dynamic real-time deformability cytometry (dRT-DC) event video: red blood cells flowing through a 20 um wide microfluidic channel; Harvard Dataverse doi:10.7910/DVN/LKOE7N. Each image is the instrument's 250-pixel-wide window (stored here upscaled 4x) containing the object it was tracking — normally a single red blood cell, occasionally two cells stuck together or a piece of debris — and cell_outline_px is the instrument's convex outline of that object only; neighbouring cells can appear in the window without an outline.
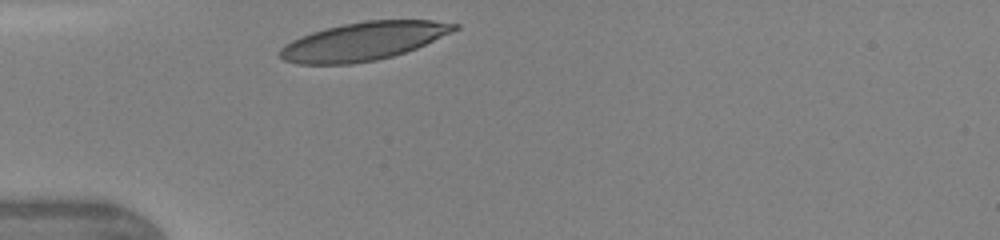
{"species": "human", "species_latin": "Homo sapiens", "temperature_condition": "warm", "stored_images_in_passage": 24, "camera_frame_rate_fps": 3000, "um_per_image_px": 0.085, "donor": {"sex": "female"}, "frame": {"image": 1, "passage_image": 1, "time_ms": 0.0, "image_size_px": [1000, 240], "cell_outline_px": [[460, 28], [452, 32], [416, 48], [392, 56], [376, 60], [352, 64], [296, 64], [284, 60], [280, 56], [280, 48], [284, 44], [300, 36], [312, 32], [344, 24], [364, 20], [432, 20], [460, 24]], "centroid_in_image_um": [30.89, 3.5], "position_along_channel_um": 54.1, "area_um2": 38.73}}
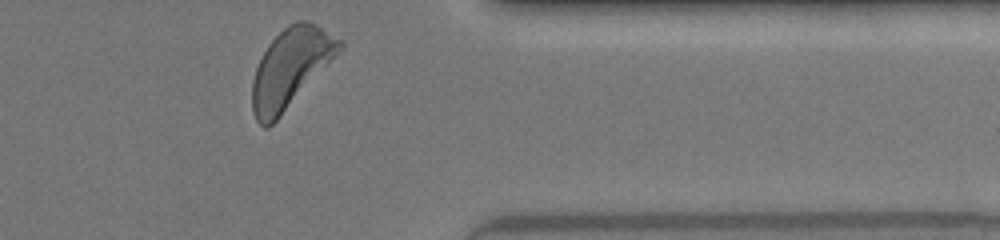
{"frame": {"image": 2, "passage_image": 24, "time_ms": 8.333, "image_size_px": [1000, 240], "cell_outline_px": [[344, 48], [276, 120], [268, 128], [264, 128], [256, 120], [252, 112], [252, 80], [256, 68], [268, 44], [288, 24], [296, 20], [308, 20], [316, 24], [344, 40]], "centroid_in_image_um": [24.72, 5.75], "position_along_channel_um": 386.7, "area_um2": 40.0}, "authors_computed_cell_mechanics": {"area_um2": 38.8416, "velocity_mm_per_s": 4.2497, "shape_relaxation_time_tau1_ms": 1.8883, "shape_relaxation_time_tau2_ms": 0.7366, "deformation_change_tau1": 0.1266, "deformation_change_tau2": 0.0582}}